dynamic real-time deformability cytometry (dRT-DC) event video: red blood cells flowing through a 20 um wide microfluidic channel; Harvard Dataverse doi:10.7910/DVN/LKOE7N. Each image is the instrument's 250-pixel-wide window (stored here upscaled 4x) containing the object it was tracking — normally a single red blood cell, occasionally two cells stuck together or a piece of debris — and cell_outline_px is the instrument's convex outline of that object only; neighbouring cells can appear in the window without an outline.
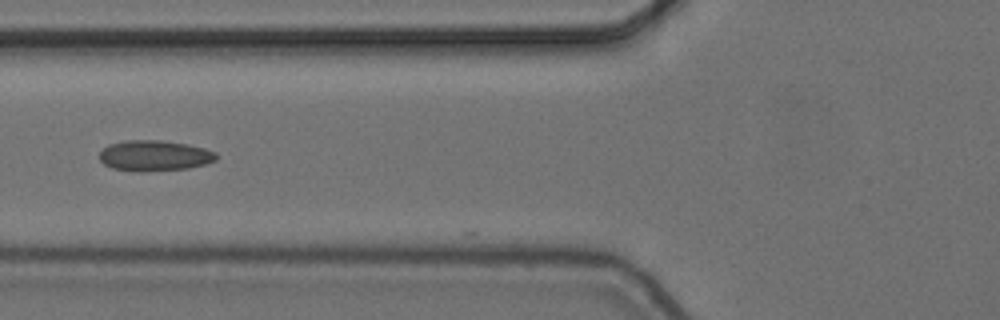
{"species": "common noctule bat (a hibernating species)", "species_latin": "Nyctalus noctula", "temperature_condition": "cold", "stored_images_in_passage": 9, "camera_frame_rate_fps": 3000, "um_per_image_px": 0.085, "animal": {"sex": "female", "body_mass_g": 24.6, "forearm_length_mm": 56.2}, "frame": {"image": 1, "passage_image": 6, "time_ms": 1.667, "image_size_px": [1000, 320], "cell_outline_px": [[216, 160], [204, 164], [188, 168], [140, 172], [132, 172], [112, 168], [104, 164], [100, 160], [100, 152], [108, 144], [124, 140], [160, 140], [188, 144], [204, 148], [216, 152]], "centroid_in_image_um": [13.1, 13.23], "position_along_channel_um": 112.7, "area_um2": 20.98}}
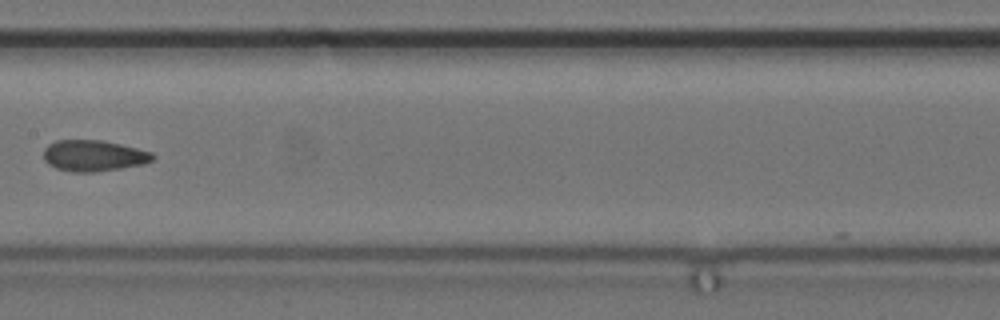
{"frame": {"image": 2, "passage_image": 8, "time_ms": 2.333, "image_size_px": [1000, 320], "cell_outline_px": [[156, 156], [152, 160], [144, 164], [96, 172], [72, 172], [56, 168], [48, 164], [44, 160], [44, 148], [48, 144], [56, 140], [104, 140], [152, 152]], "centroid_in_image_um": [7.95, 13.23], "position_along_channel_um": 199.5, "area_um2": 19.88}}
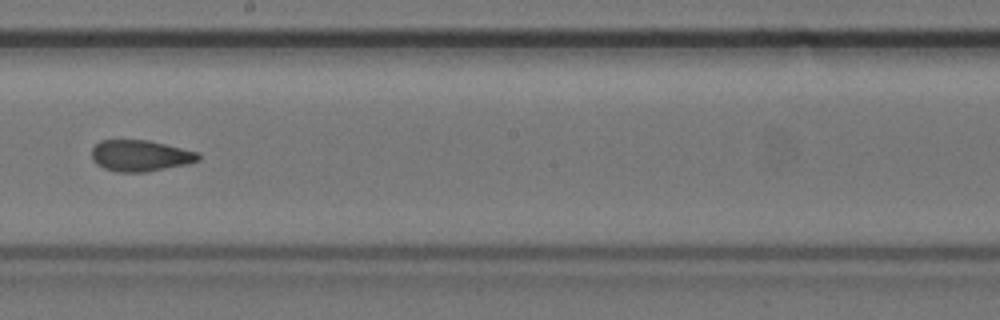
{"frame": {"image": 3, "passage_image": 9, "time_ms": 2.667, "image_size_px": [1000, 320], "cell_outline_px": [[200, 160], [188, 164], [144, 172], [116, 172], [104, 168], [96, 164], [92, 160], [92, 148], [100, 140], [148, 140], [200, 152]], "centroid_in_image_um": [11.93, 13.23], "position_along_channel_um": 236.3, "area_um2": 19.54}}